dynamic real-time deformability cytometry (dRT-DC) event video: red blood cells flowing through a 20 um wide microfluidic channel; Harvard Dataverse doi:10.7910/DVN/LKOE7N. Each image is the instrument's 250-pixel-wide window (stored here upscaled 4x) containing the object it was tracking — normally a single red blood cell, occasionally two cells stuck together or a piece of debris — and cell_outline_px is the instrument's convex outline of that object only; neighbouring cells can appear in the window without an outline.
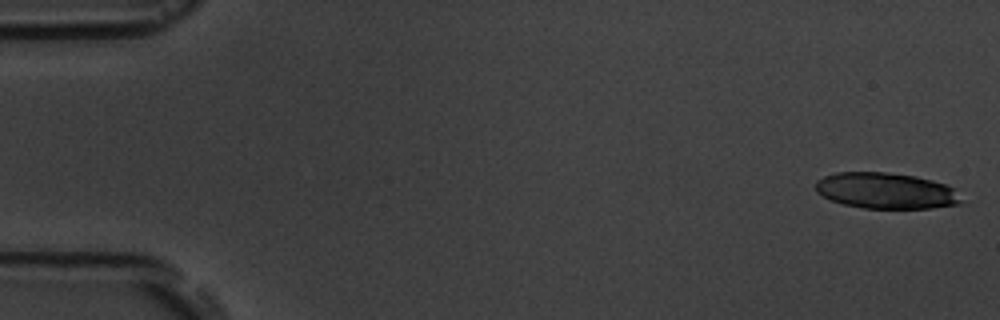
{"species": "common noctule bat (a hibernating species)", "species_latin": "Nyctalus noctula", "temperature_condition": "room temperature", "stored_images_in_passage": 12, "camera_frame_rate_fps": 3000, "um_per_image_px": 0.085, "animal": {"sex": "male", "body_mass_g": 19.5, "forearm_length_mm": 54.6}, "frame": {"image": 1, "passage_image": 1, "time_ms": 0.0, "image_size_px": [1000, 320], "cell_outline_px": [[968, 204], [932, 208], [864, 208], [844, 204], [832, 200], [816, 192], [816, 180], [824, 176], [836, 172], [888, 172], [916, 176], [932, 180], [944, 184], [952, 188]], "centroid_in_image_um": [75.36, 16.21], "position_along_channel_um": 9.6, "area_um2": 30.75}}
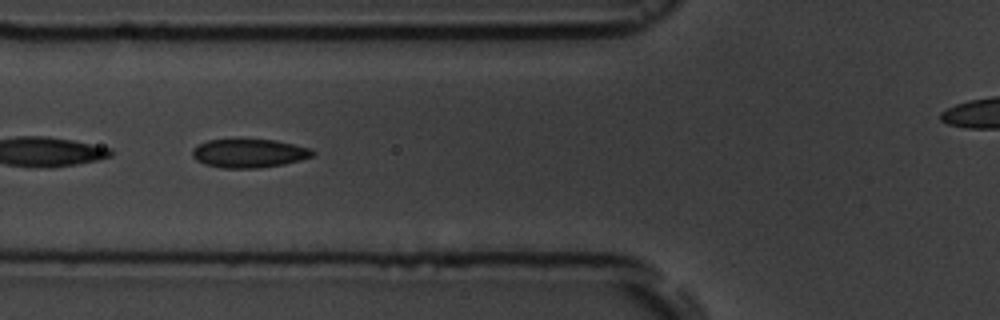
{"frame": {"image": 2, "passage_image": 7, "time_ms": 6.667, "image_size_px": [1000, 320], "cell_outline_px": [[316, 152], [312, 156], [300, 160], [284, 164], [260, 168], [224, 168], [204, 164], [196, 160], [192, 156], [192, 148], [208, 140], [276, 140], [312, 148]], "centroid_in_image_um": [21.19, 13.04], "position_along_channel_um": 104.6, "area_um2": 20.06}}
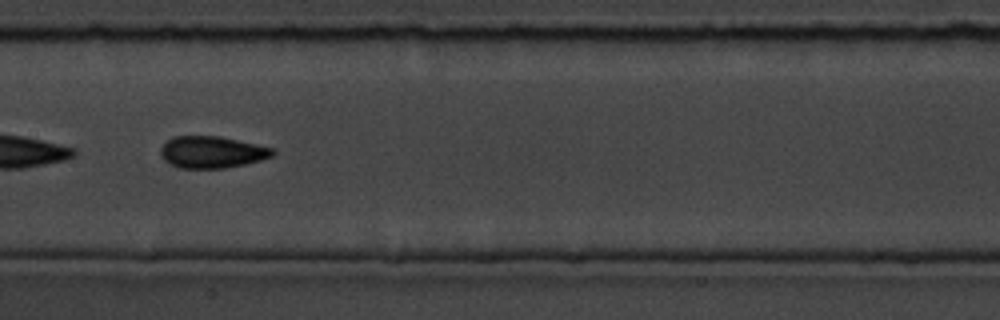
{"frame": {"image": 3, "passage_image": 9, "time_ms": 9.0, "image_size_px": [1000, 320], "cell_outline_px": [[276, 152], [272, 156], [260, 160], [244, 164], [224, 168], [180, 168], [168, 164], [164, 160], [160, 152], [160, 148], [172, 136], [220, 136], [276, 148]], "centroid_in_image_um": [18.02, 12.92], "position_along_channel_um": 189.4, "area_um2": 20.92}}